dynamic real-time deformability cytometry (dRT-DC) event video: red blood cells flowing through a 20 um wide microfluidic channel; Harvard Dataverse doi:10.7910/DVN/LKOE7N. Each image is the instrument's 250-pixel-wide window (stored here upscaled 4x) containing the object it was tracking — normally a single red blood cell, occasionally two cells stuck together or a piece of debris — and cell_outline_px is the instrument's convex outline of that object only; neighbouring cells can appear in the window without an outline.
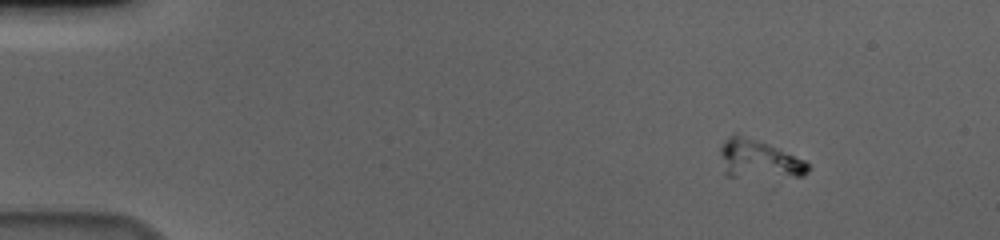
{"species": "human", "species_latin": "Homo sapiens", "temperature_condition": "cold", "stored_images_in_passage": 53, "camera_frame_rate_fps": 3000, "um_per_image_px": 0.085, "donor": {"sex": "male"}, "frame": {"image": 1, "passage_image": 1, "time_ms": 0.0, "image_size_px": [1000, 240], "cell_outline_px": [[808, 172], [804, 176], [724, 176], [720, 152], [720, 148], [724, 140], [728, 136], [736, 132], [768, 144], [804, 160], [808, 164]], "centroid_in_image_um": [64.43, 13.51], "position_along_channel_um": 20.6, "area_um2": 19.48}}
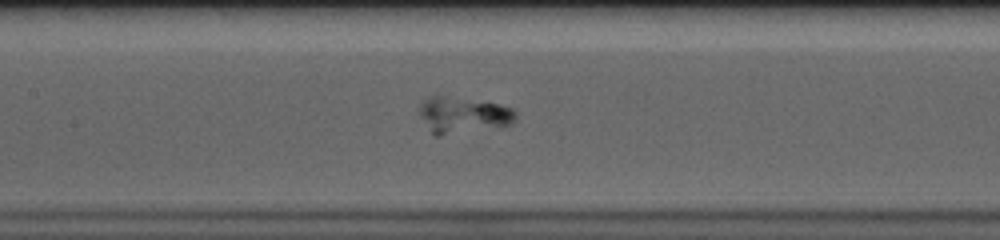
{"frame": {"image": 2, "passage_image": 23, "time_ms": 7.333, "image_size_px": [1000, 240], "cell_outline_px": [[516, 116], [512, 124], [440, 136], [436, 136], [432, 132], [420, 116], [420, 104], [424, 100], [432, 96], [440, 96], [496, 104], [512, 108], [516, 112]], "centroid_in_image_um": [39.35, 9.8], "position_along_channel_um": 168.1, "area_um2": 19.59}}
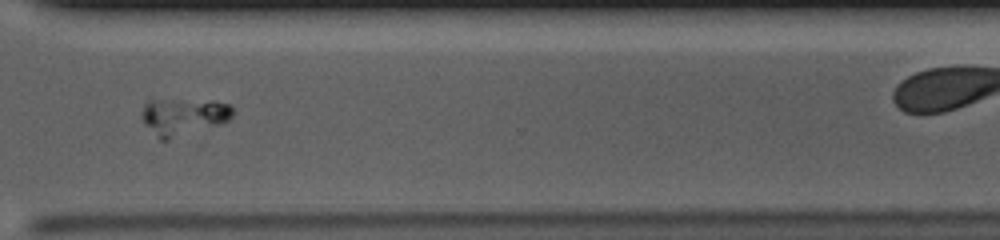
{"frame": {"image": 3, "passage_image": 39, "time_ms": 12.667, "image_size_px": [1000, 240], "cell_outline_px": [[232, 116], [228, 120], [220, 124], [168, 140], [160, 140], [144, 124], [144, 104], [148, 100], [212, 100], [228, 104], [232, 108]], "centroid_in_image_um": [15.6, 9.91], "position_along_channel_um": 355.0, "area_um2": 19.36}}